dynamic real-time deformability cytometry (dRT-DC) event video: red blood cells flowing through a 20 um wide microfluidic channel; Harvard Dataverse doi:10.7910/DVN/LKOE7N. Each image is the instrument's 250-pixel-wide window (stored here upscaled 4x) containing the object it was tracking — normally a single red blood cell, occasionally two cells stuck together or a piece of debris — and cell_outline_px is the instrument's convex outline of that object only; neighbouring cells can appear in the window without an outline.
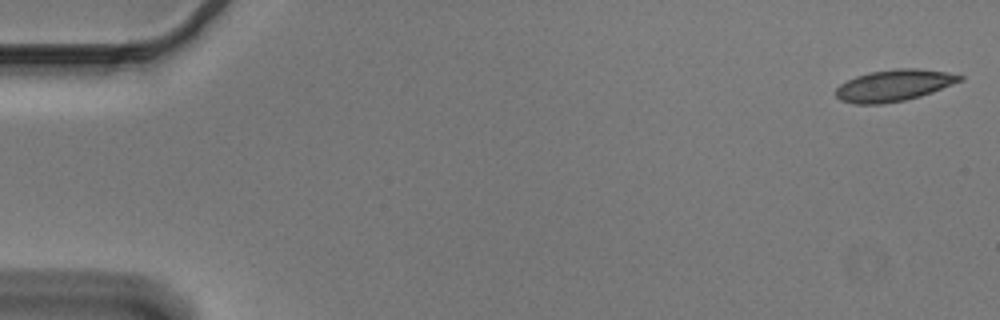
{"species": "Egyptian fruit bat (a non-hibernating species)", "species_latin": "Rousettus aegyptiacus", "temperature_condition": "cold", "stored_images_in_passage": 18, "camera_frame_rate_fps": 3000, "um_per_image_px": 0.085, "animal": {"sex": "male"}, "frame": {"image": 1, "passage_image": 1, "time_ms": 0.0, "image_size_px": [1000, 320], "cell_outline_px": [[964, 80], [932, 92], [920, 96], [904, 100], [884, 104], [852, 104], [840, 100], [836, 96], [836, 88], [840, 84], [856, 76], [868, 72], [896, 68], [920, 68], [948, 72], [964, 76]], "centroid_in_image_um": [75.99, 7.25], "position_along_channel_um": 9.0, "area_um2": 23.0}}
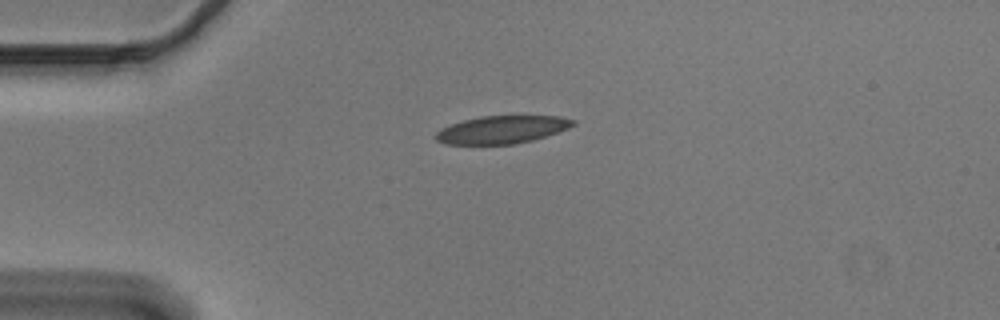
{"frame": {"image": 2, "passage_image": 13, "time_ms": 4.0, "image_size_px": [1000, 320], "cell_outline_px": [[576, 124], [568, 128], [532, 140], [516, 144], [448, 144], [436, 140], [436, 132], [440, 128], [448, 124], [480, 116], [560, 116], [576, 120]], "centroid_in_image_um": [42.65, 11.01], "position_along_channel_um": 42.3, "area_um2": 22.14}}
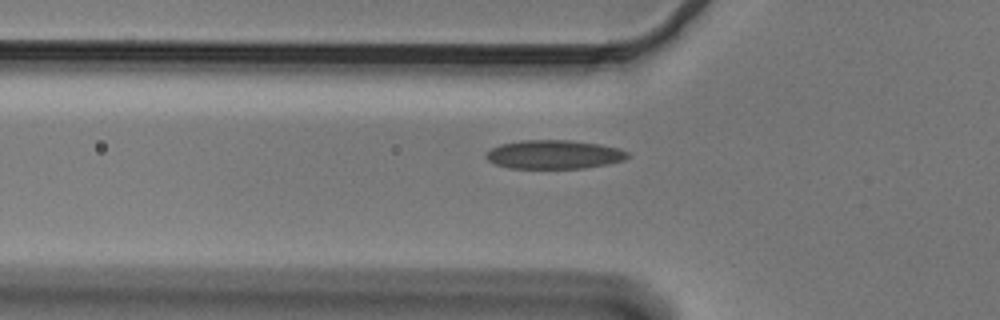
{"frame": {"image": 3, "passage_image": 18, "time_ms": 5.667, "image_size_px": [1000, 320], "cell_outline_px": [[632, 156], [624, 160], [608, 164], [584, 168], [508, 168], [496, 164], [488, 160], [484, 156], [492, 148], [500, 144], [520, 140], [568, 140], [600, 144], [620, 148], [628, 152]], "centroid_in_image_um": [47.13, 13.13], "position_along_channel_um": 78.7, "area_um2": 23.87}}